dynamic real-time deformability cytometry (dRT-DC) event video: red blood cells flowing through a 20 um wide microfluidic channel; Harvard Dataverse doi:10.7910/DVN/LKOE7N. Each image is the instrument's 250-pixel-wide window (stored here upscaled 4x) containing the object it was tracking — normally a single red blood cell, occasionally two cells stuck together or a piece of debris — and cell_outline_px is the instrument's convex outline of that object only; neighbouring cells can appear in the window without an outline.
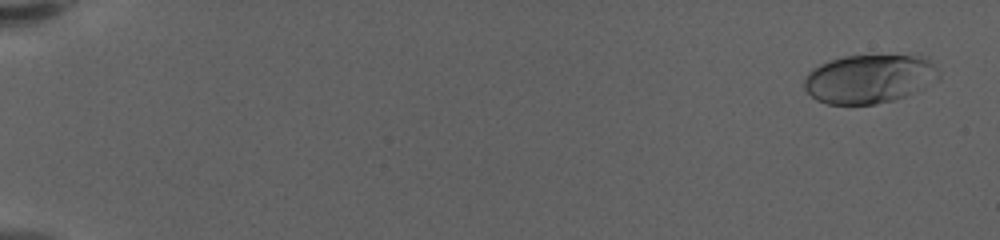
{"species": "human", "species_latin": "Homo sapiens", "temperature_condition": "warm", "stored_images_in_passage": 16, "camera_frame_rate_fps": 3000, "um_per_image_px": 0.085, "donor": {"sex": "female"}, "frame": {"image": 1, "passage_image": 3, "time_ms": 0.667, "image_size_px": [1000, 240], "cell_outline_px": [[928, 64], [908, 92], [904, 96], [892, 100], [872, 104], [828, 104], [816, 100], [804, 88], [804, 76], [812, 68], [820, 64], [844, 56], [928, 56]], "centroid_in_image_um": [73.44, 6.71], "position_along_channel_um": 11.6, "area_um2": 34.91}}